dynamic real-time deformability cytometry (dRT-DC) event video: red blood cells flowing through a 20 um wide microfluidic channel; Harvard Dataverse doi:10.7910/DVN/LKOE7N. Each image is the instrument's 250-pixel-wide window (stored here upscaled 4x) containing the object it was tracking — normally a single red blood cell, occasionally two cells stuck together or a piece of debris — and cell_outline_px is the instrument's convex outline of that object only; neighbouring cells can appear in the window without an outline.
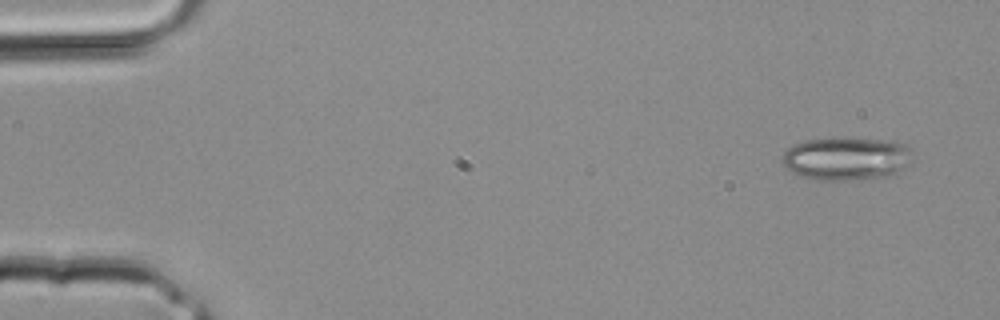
{"species": "common noctule bat (a hibernating species)", "species_latin": "Nyctalus noctula", "temperature_condition": "room temperature", "stored_images_in_passage": 3, "camera_frame_rate_fps": 3000, "um_per_image_px": 0.085, "animal": {"sex": "male", "body_mass_g": 20.4}, "frame": {"image": 1, "passage_image": 1, "time_ms": 0.0, "image_size_px": [1000, 320], "cell_outline_px": [[912, 164], [888, 176], [876, 180], [812, 180], [800, 176], [792, 172], [780, 160], [784, 152], [792, 144], [800, 140], [840, 136], [888, 140], [904, 144], [908, 148]], "centroid_in_image_um": [71.91, 13.47], "position_along_channel_um": 13.1, "area_um2": 33.87}}